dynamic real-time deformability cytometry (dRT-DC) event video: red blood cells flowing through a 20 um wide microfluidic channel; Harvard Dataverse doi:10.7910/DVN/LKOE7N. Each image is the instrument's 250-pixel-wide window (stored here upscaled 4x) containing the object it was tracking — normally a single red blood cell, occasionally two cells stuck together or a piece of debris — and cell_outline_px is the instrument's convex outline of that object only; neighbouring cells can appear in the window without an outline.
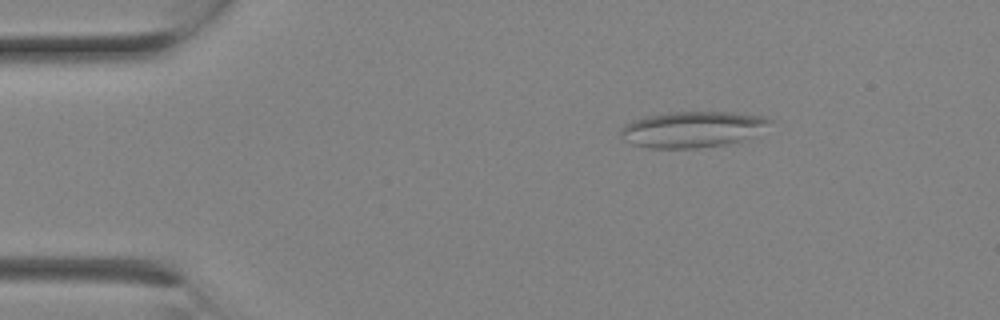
{"species": "Egyptian fruit bat (a non-hibernating species)", "species_latin": "Rousettus aegyptiacus", "temperature_condition": "room temperature", "stored_images_in_passage": 2, "camera_frame_rate_fps": 3000, "um_per_image_px": 0.085, "animal": {"sex": "female"}, "frame": {"image": 1, "passage_image": 2, "time_ms": 0.333, "image_size_px": [1000, 320], "cell_outline_px": [[772, 120], [740, 140], [728, 144], [700, 148], [648, 148], [632, 144], [624, 140], [620, 136], [620, 128], [624, 124], [632, 120], [644, 116], [668, 112], [732, 112], [764, 116]], "centroid_in_image_um": [58.7, 10.99], "position_along_channel_um": 26.3, "area_um2": 30.92}}